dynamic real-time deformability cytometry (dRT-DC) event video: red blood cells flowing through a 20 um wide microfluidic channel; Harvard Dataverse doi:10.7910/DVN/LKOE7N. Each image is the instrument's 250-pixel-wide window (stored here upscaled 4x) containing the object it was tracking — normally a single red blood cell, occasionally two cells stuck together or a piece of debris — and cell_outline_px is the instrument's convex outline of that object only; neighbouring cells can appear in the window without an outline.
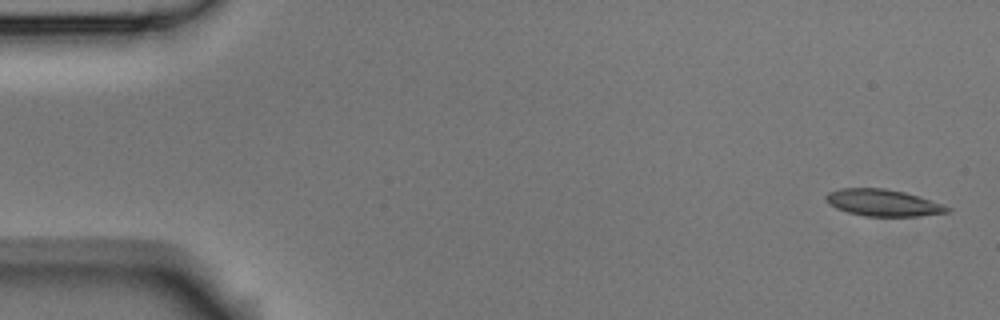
{"species": "Egyptian fruit bat (a non-hibernating species)", "species_latin": "Rousettus aegyptiacus", "temperature_condition": "room temperature", "stored_images_in_passage": 4, "camera_frame_rate_fps": 3000, "um_per_image_px": 0.085, "animal": {"sex": "male"}, "frame": {"image": 1, "passage_image": 1, "time_ms": 0.0, "image_size_px": [1000, 320], "cell_outline_px": [[952, 208], [948, 212], [920, 216], [864, 216], [848, 212], [836, 208], [824, 196], [828, 192], [840, 188], [884, 188], [904, 192], [920, 196], [944, 204]], "centroid_in_image_um": [75.1, 17.23], "position_along_channel_um": 9.9, "area_um2": 18.9}}